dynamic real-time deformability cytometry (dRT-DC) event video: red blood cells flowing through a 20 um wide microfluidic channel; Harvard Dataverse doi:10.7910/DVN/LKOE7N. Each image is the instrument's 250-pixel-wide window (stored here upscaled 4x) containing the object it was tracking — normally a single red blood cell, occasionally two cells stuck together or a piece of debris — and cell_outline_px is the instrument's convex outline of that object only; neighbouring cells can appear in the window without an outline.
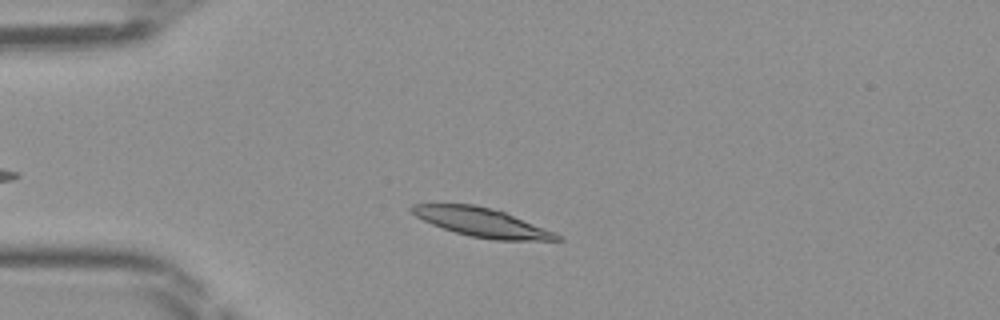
{"species": "Egyptian fruit bat (a non-hibernating species)", "species_latin": "Rousettus aegyptiacus", "temperature_condition": "room temperature", "stored_images_in_passage": 34, "camera_frame_rate_fps": 3000, "um_per_image_px": 0.085, "frame": {"image": 1, "passage_image": 6, "time_ms": 1.667, "image_size_px": [1000, 320], "cell_outline_px": [[564, 240], [496, 240], [472, 236], [456, 232], [432, 224], [416, 216], [408, 208], [412, 204], [476, 204], [504, 212], [556, 232], [564, 236]], "centroid_in_image_um": [41.0, 18.9], "position_along_channel_um": 44.0, "area_um2": 24.16}}
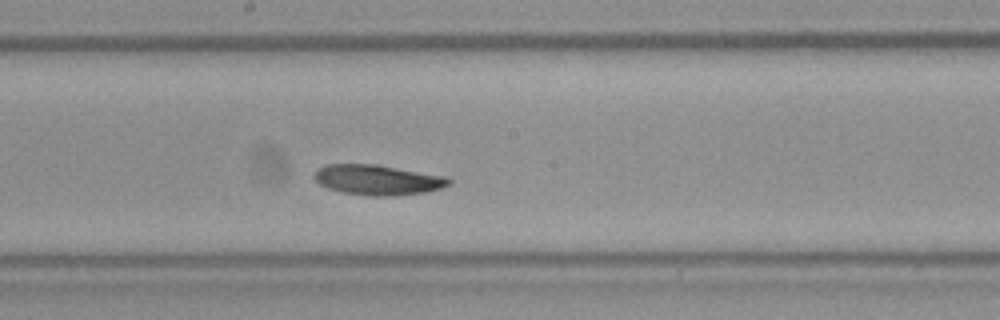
{"frame": {"image": 2, "passage_image": 20, "time_ms": 6.333, "image_size_px": [1000, 320], "cell_outline_px": [[452, 184], [440, 188], [424, 192], [396, 196], [372, 196], [344, 192], [328, 188], [320, 184], [312, 176], [324, 164], [376, 164], [448, 176], [452, 180]], "centroid_in_image_um": [32.15, 15.28], "position_along_channel_um": 216.1, "area_um2": 23.76}}
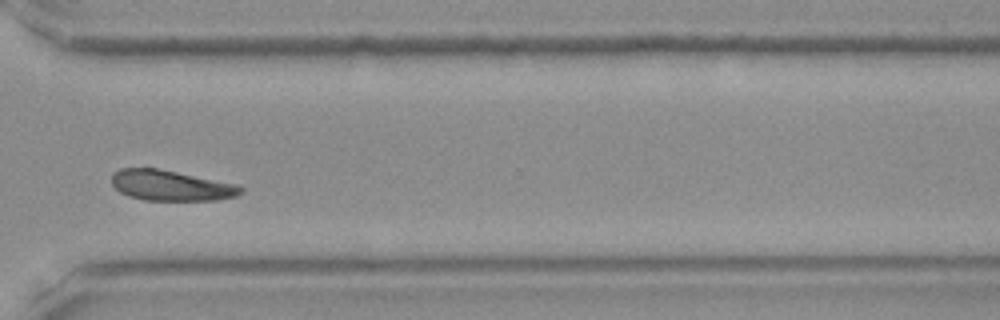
{"frame": {"image": 3, "passage_image": 30, "time_ms": 9.667, "image_size_px": [1000, 320], "cell_outline_px": [[244, 192], [236, 196], [216, 200], [144, 200], [128, 196], [120, 192], [112, 184], [112, 172], [120, 168], [156, 168], [240, 184], [244, 188]], "centroid_in_image_um": [14.56, 15.76], "position_along_channel_um": 356.0, "area_um2": 23.12}}